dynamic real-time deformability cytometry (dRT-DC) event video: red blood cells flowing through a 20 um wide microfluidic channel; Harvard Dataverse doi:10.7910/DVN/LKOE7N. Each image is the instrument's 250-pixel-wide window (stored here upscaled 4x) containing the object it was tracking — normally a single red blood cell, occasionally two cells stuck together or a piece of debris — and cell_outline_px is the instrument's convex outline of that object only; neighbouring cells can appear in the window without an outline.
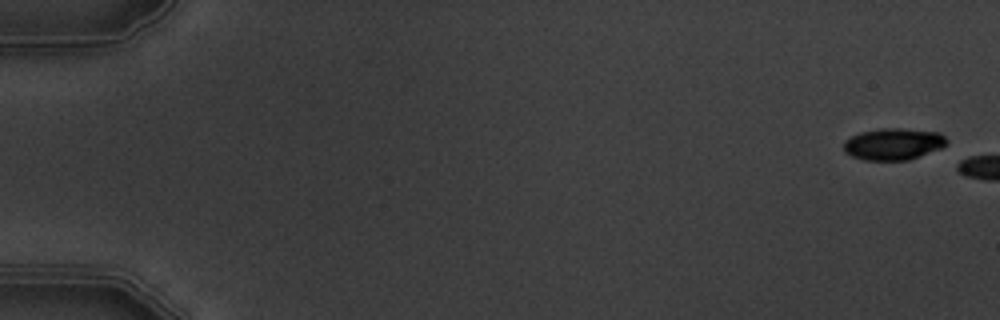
{"species": "common noctule bat (a hibernating species)", "species_latin": "Nyctalus noctula", "temperature_condition": "warm", "stored_images_in_passage": 2, "camera_frame_rate_fps": 3000, "um_per_image_px": 0.085, "animal": {"sex": "male", "body_mass_g": 19.5, "forearm_length_mm": 54.6}, "frame": {"image": 1, "passage_image": 1, "time_ms": 0.0, "image_size_px": [1000, 320], "cell_outline_px": [[948, 144], [940, 148], [908, 160], [864, 160], [852, 156], [844, 152], [844, 140], [860, 132], [880, 128], [900, 128], [940, 132], [948, 140]], "centroid_in_image_um": [75.93, 12.23], "position_along_channel_um": 9.1, "area_um2": 19.07}}